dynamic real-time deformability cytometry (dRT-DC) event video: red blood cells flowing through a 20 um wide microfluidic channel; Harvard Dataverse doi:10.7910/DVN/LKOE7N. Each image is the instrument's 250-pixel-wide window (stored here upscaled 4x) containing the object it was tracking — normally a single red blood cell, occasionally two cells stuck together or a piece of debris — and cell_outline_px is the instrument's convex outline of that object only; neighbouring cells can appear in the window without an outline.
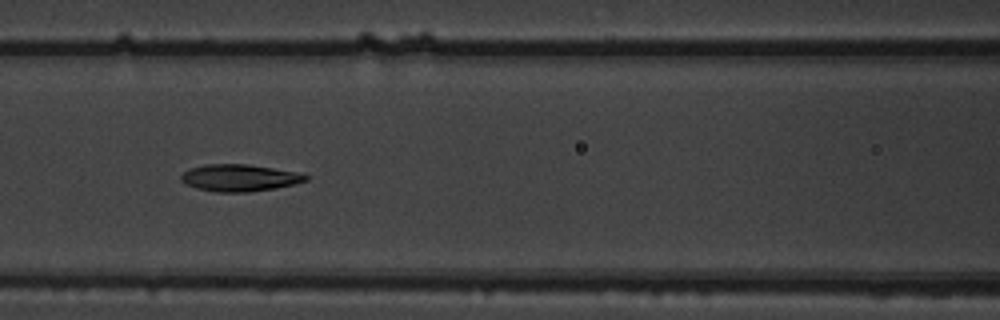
{"species": "common noctule bat (a hibernating species)", "species_latin": "Nyctalus noctula", "temperature_condition": "warm", "stored_images_in_passage": 8, "camera_frame_rate_fps": 3000, "um_per_image_px": 0.085, "animal": {"sex": "male", "body_mass_g": 19.5, "forearm_length_mm": 54.6}, "frame": {"image": 1, "passage_image": 7, "time_ms": 2.0, "image_size_px": [1000, 320], "cell_outline_px": [[308, 180], [276, 188], [248, 192], [216, 192], [196, 188], [180, 180], [180, 176], [188, 168], [204, 164], [248, 164], [304, 172], [308, 176]], "centroid_in_image_um": [20.38, 15.1], "position_along_channel_um": 146.2, "area_um2": 19.83}}
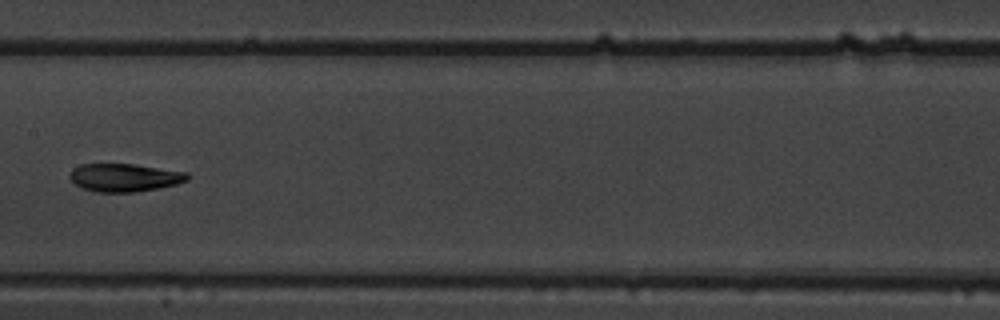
{"frame": {"image": 2, "passage_image": 8, "time_ms": 2.333, "image_size_px": [1000, 320], "cell_outline_px": [[188, 180], [176, 184], [156, 188], [132, 192], [96, 192], [84, 188], [76, 184], [68, 176], [72, 168], [80, 164], [132, 164], [188, 172]], "centroid_in_image_um": [10.56, 15.08], "position_along_channel_um": 196.8, "area_um2": 19.02}}